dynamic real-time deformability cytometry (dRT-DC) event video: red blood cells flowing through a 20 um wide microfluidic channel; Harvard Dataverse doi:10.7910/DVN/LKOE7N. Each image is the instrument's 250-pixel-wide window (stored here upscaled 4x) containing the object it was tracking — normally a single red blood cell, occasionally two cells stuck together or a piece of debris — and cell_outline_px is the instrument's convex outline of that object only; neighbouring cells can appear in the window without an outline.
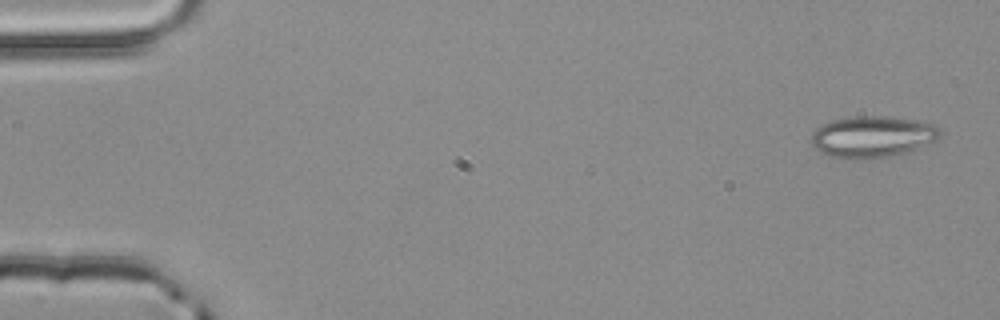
{"species": "common noctule bat (a hibernating species)", "species_latin": "Nyctalus noctula", "temperature_condition": "room temperature", "stored_images_in_passage": 3, "camera_frame_rate_fps": 3000, "um_per_image_px": 0.085, "animal": {"sex": "male", "body_mass_g": 20.4}, "frame": {"image": 1, "passage_image": 1, "time_ms": 0.0, "image_size_px": [1000, 320], "cell_outline_px": [[940, 136], [936, 140], [912, 152], [892, 156], [828, 156], [820, 152], [812, 144], [812, 132], [816, 128], [832, 120], [852, 116], [892, 116], [916, 120], [936, 124], [940, 128]], "centroid_in_image_um": [74.23, 11.57], "position_along_channel_um": 10.8, "area_um2": 30.75}}